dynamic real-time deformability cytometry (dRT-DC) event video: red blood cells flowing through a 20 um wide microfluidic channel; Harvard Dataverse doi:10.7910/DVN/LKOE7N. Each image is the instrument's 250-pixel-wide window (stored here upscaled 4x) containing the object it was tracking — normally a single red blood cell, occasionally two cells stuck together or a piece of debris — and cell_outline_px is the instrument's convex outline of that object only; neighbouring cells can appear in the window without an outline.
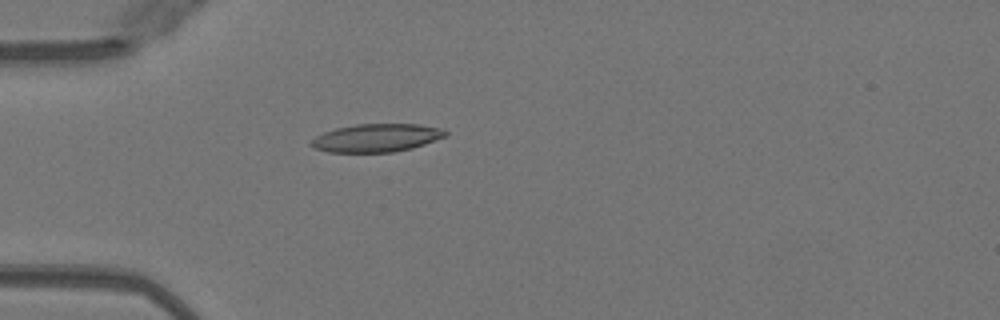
{"species": "Egyptian fruit bat (a non-hibernating species)", "species_latin": "Rousettus aegyptiacus", "temperature_condition": "warm", "stored_images_in_passage": 37, "camera_frame_rate_fps": 3000, "um_per_image_px": 0.085, "animal": {"sex": "female"}, "frame": {"image": 1, "passage_image": 1, "time_ms": 0.0, "image_size_px": [1000, 320], "cell_outline_px": [[448, 136], [412, 148], [392, 152], [328, 152], [312, 148], [308, 144], [316, 136], [324, 132], [336, 128], [356, 124], [420, 124], [440, 128], [448, 132]], "centroid_in_image_um": [31.99, 11.72], "position_along_channel_um": 53.0, "area_um2": 22.08}}
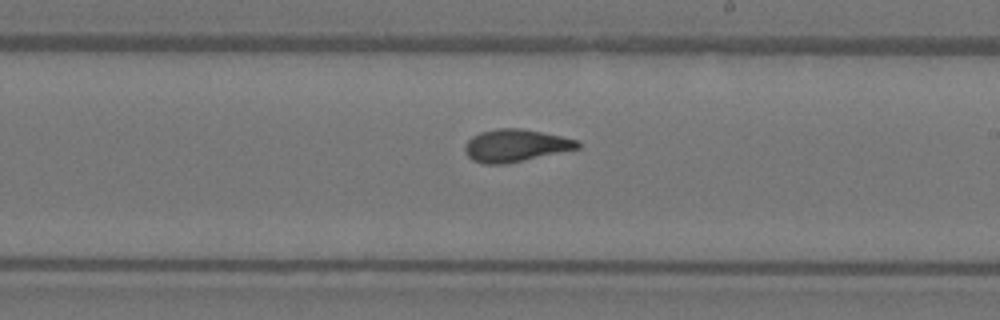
{"frame": {"image": 2, "passage_image": 16, "time_ms": 5.0, "image_size_px": [1000, 320], "cell_outline_px": [[580, 148], [504, 164], [484, 164], [472, 160], [464, 152], [464, 144], [472, 136], [480, 132], [500, 128], [520, 128], [560, 136], [576, 140], [580, 144]], "centroid_in_image_um": [43.76, 12.37], "position_along_channel_um": 245.2, "area_um2": 21.1}}
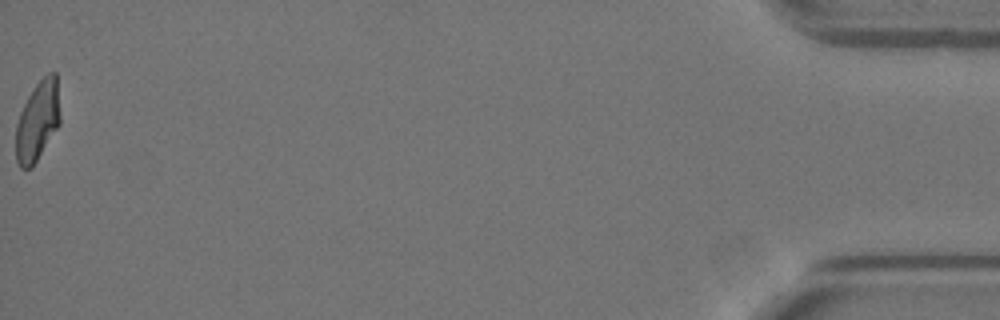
{"frame": {"image": 3, "passage_image": 37, "time_ms": 12.0, "image_size_px": [1000, 320], "cell_outline_px": [[60, 124], [32, 168], [20, 168], [16, 160], [16, 124], [20, 112], [28, 96], [36, 84], [48, 72], [56, 72], [60, 116]], "centroid_in_image_um": [3.2, 10.29], "position_along_channel_um": 432.0, "area_um2": 20.58}, "authors_computed_cell_mechanics": {"area_um2": 20.9814, "velocity_mm_per_s": 4.04, "shape_relaxation_time_tau1_ms": 6.8445, "shape_relaxation_time_tau2_ms": 1.7507, "deformation_change_tau1": 0.2173, "deformation_change_tau2": 0.0832}}